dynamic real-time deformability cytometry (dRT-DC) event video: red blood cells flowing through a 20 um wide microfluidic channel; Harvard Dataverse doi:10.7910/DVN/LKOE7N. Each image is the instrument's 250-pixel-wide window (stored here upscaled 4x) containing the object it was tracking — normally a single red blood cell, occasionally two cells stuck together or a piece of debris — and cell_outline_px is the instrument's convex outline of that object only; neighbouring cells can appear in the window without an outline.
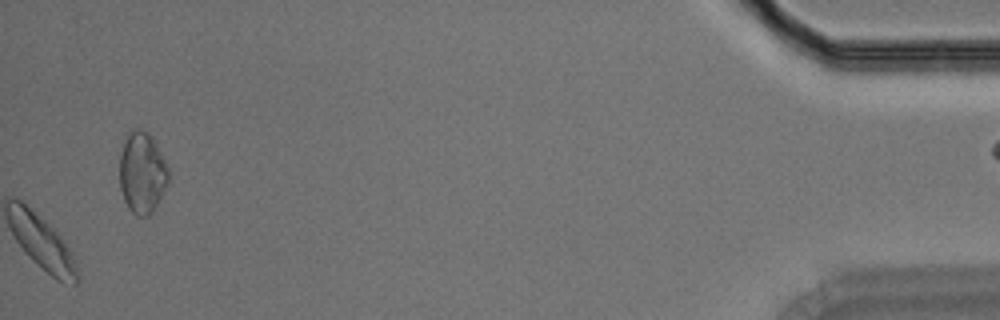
{"species": "Egyptian fruit bat (a non-hibernating species)", "species_latin": "Rousettus aegyptiacus", "temperature_condition": "room temperature", "stored_images_in_passage": 43, "camera_frame_rate_fps": 3000, "um_per_image_px": 0.085, "animal": {"sex": "male"}, "frame": {"image": 1, "passage_image": 43, "time_ms": 14.0, "image_size_px": [1000, 320], "cell_outline_px": [[168, 184], [152, 212], [148, 216], [136, 216], [128, 208], [124, 200], [120, 188], [120, 152], [124, 140], [128, 132], [132, 128], [140, 128], [148, 132], [152, 136], [168, 168]], "centroid_in_image_um": [12.06, 14.66], "position_along_channel_um": 423.1, "area_um2": 23.29}}